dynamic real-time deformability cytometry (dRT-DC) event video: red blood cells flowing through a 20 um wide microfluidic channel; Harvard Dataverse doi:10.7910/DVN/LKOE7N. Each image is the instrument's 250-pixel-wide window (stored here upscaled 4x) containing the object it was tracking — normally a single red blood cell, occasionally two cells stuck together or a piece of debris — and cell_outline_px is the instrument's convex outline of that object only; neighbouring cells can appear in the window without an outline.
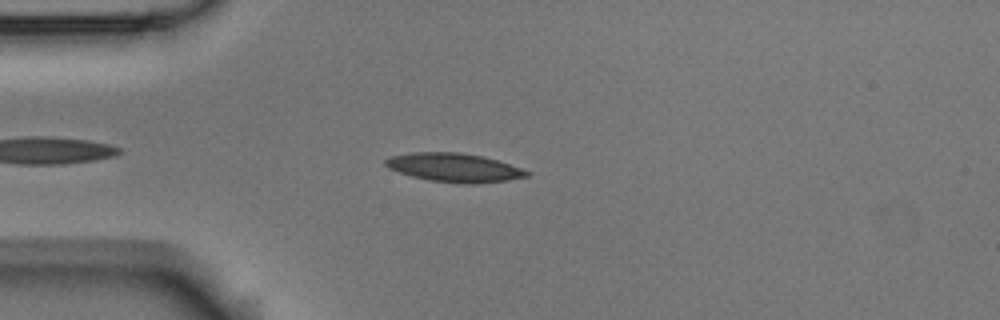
{"species": "Egyptian fruit bat (a non-hibernating species)", "species_latin": "Rousettus aegyptiacus", "temperature_condition": "room temperature", "stored_images_in_passage": 44, "camera_frame_rate_fps": 3000, "um_per_image_px": 0.085, "animal": {"sex": "male"}, "frame": {"image": 1, "passage_image": 6, "time_ms": 1.667, "image_size_px": [1000, 320], "cell_outline_px": [[532, 172], [528, 176], [508, 180], [476, 184], [464, 184], [428, 180], [412, 176], [388, 168], [384, 164], [384, 160], [388, 156], [412, 152], [460, 152], [480, 156], [496, 160]], "centroid_in_image_um": [38.57, 14.24], "position_along_channel_um": 46.4, "area_um2": 23.64}}
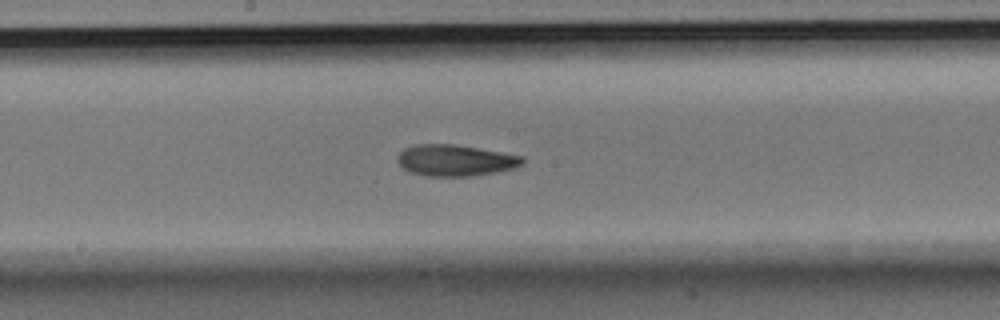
{"frame": {"image": 2, "passage_image": 21, "time_ms": 6.667, "image_size_px": [1000, 320], "cell_outline_px": [[524, 164], [512, 168], [472, 176], [428, 176], [408, 172], [396, 160], [396, 156], [404, 148], [416, 144], [456, 144], [524, 156]], "centroid_in_image_um": [38.67, 13.62], "position_along_channel_um": 209.5, "area_um2": 22.83}}
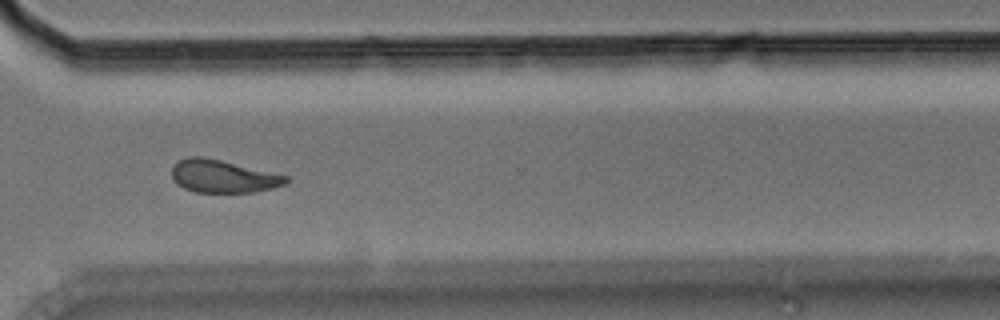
{"frame": {"image": 3, "passage_image": 33, "time_ms": 10.667, "image_size_px": [1000, 320], "cell_outline_px": [[288, 180], [284, 184], [272, 188], [256, 192], [196, 192], [184, 188], [176, 184], [172, 180], [172, 168], [180, 160], [188, 156], [200, 156], [220, 160], [288, 176]], "centroid_in_image_um": [18.92, 14.99], "position_along_channel_um": 351.7, "area_um2": 21.56}, "authors_computed_cell_mechanics": {"area_um2": 22.5998, "velocity_mm_per_s": 3.5583, "shape_relaxation_time_tau1_ms": 8.7317, "shape_relaxation_time_tau2_ms": 4.7714, "deformation_change_tau1": 0.2036, "deformation_change_tau2": 0.119}}